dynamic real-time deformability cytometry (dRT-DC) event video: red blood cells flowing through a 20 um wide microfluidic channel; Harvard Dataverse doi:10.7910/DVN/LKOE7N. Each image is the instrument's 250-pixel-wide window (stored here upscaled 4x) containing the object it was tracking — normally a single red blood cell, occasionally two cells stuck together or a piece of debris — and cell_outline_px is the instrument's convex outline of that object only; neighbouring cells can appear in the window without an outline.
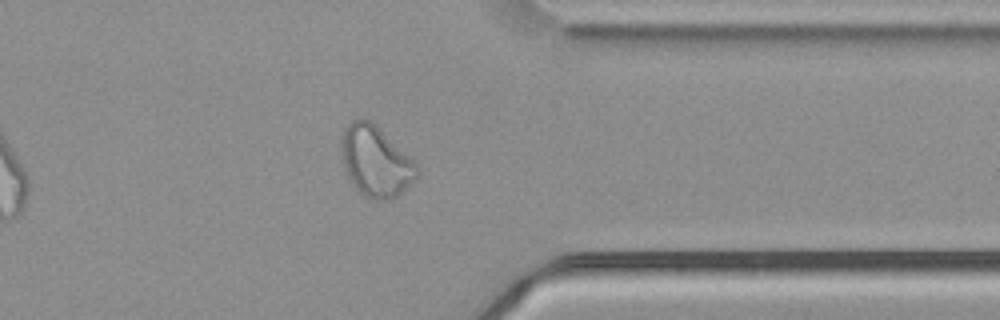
{"species": "common noctule bat (a hibernating species)", "species_latin": "Nyctalus noctula", "temperature_condition": "cold", "stored_images_in_passage": 41, "camera_frame_rate_fps": 3000, "um_per_image_px": 0.085, "animal": {"sex": "male", "body_mass_g": 21.5, "forearm_length_mm": 52.0}, "frame": {"image": 1, "passage_image": 30, "time_ms": 9.667, "image_size_px": [1000, 320], "cell_outline_px": [[420, 172], [396, 196], [388, 200], [372, 200], [364, 196], [352, 184], [344, 172], [340, 152], [340, 136], [344, 128], [352, 120], [368, 120], [376, 124], [416, 164]], "centroid_in_image_um": [31.85, 13.71], "position_along_channel_um": 379.5, "area_um2": 30.98}, "authors_computed_cell_mechanics": {"area_um2": 29.189, "velocity_mm_per_s": 3.7323, "shape_relaxation_time_tau1_ms": null, "shape_relaxation_time_tau2_ms": 1.3993, "deformation_change_tau1": null, "deformation_change_tau2": 0.0699}}